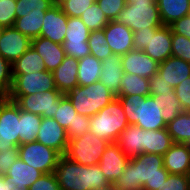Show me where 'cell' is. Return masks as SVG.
Wrapping results in <instances>:
<instances>
[{"label": "cell", "mask_w": 190, "mask_h": 190, "mask_svg": "<svg viewBox=\"0 0 190 190\" xmlns=\"http://www.w3.org/2000/svg\"><path fill=\"white\" fill-rule=\"evenodd\" d=\"M168 175L163 156L142 153L129 159L124 172L112 185L117 190H157Z\"/></svg>", "instance_id": "1"}, {"label": "cell", "mask_w": 190, "mask_h": 190, "mask_svg": "<svg viewBox=\"0 0 190 190\" xmlns=\"http://www.w3.org/2000/svg\"><path fill=\"white\" fill-rule=\"evenodd\" d=\"M61 190H102L112 184L99 165L85 166L62 155L54 170Z\"/></svg>", "instance_id": "2"}, {"label": "cell", "mask_w": 190, "mask_h": 190, "mask_svg": "<svg viewBox=\"0 0 190 190\" xmlns=\"http://www.w3.org/2000/svg\"><path fill=\"white\" fill-rule=\"evenodd\" d=\"M124 109L129 124L145 130H159L166 128L158 100L153 96L129 95L117 97Z\"/></svg>", "instance_id": "3"}, {"label": "cell", "mask_w": 190, "mask_h": 190, "mask_svg": "<svg viewBox=\"0 0 190 190\" xmlns=\"http://www.w3.org/2000/svg\"><path fill=\"white\" fill-rule=\"evenodd\" d=\"M90 132L109 143L129 125L120 100L115 97L107 106L90 117Z\"/></svg>", "instance_id": "4"}, {"label": "cell", "mask_w": 190, "mask_h": 190, "mask_svg": "<svg viewBox=\"0 0 190 190\" xmlns=\"http://www.w3.org/2000/svg\"><path fill=\"white\" fill-rule=\"evenodd\" d=\"M78 114L91 117L107 106L116 96L100 81L77 86L65 94Z\"/></svg>", "instance_id": "5"}, {"label": "cell", "mask_w": 190, "mask_h": 190, "mask_svg": "<svg viewBox=\"0 0 190 190\" xmlns=\"http://www.w3.org/2000/svg\"><path fill=\"white\" fill-rule=\"evenodd\" d=\"M133 32L163 26L155 0H142L126 4L115 20Z\"/></svg>", "instance_id": "6"}, {"label": "cell", "mask_w": 190, "mask_h": 190, "mask_svg": "<svg viewBox=\"0 0 190 190\" xmlns=\"http://www.w3.org/2000/svg\"><path fill=\"white\" fill-rule=\"evenodd\" d=\"M109 142L91 132L69 139L65 156L85 166L98 165Z\"/></svg>", "instance_id": "7"}, {"label": "cell", "mask_w": 190, "mask_h": 190, "mask_svg": "<svg viewBox=\"0 0 190 190\" xmlns=\"http://www.w3.org/2000/svg\"><path fill=\"white\" fill-rule=\"evenodd\" d=\"M19 158L43 174L54 173L58 161L62 156L53 148L47 147L38 141L21 144L18 146Z\"/></svg>", "instance_id": "8"}, {"label": "cell", "mask_w": 190, "mask_h": 190, "mask_svg": "<svg viewBox=\"0 0 190 190\" xmlns=\"http://www.w3.org/2000/svg\"><path fill=\"white\" fill-rule=\"evenodd\" d=\"M64 94L58 90H50L45 93L29 95H8L20 110L31 112L45 118H53L59 107V99Z\"/></svg>", "instance_id": "9"}, {"label": "cell", "mask_w": 190, "mask_h": 190, "mask_svg": "<svg viewBox=\"0 0 190 190\" xmlns=\"http://www.w3.org/2000/svg\"><path fill=\"white\" fill-rule=\"evenodd\" d=\"M91 30L80 17H68L65 39L62 44L65 54L77 60L90 55L88 39Z\"/></svg>", "instance_id": "10"}, {"label": "cell", "mask_w": 190, "mask_h": 190, "mask_svg": "<svg viewBox=\"0 0 190 190\" xmlns=\"http://www.w3.org/2000/svg\"><path fill=\"white\" fill-rule=\"evenodd\" d=\"M12 78L13 84L8 95H29L57 90L53 72L51 71H36L29 74L12 76Z\"/></svg>", "instance_id": "11"}, {"label": "cell", "mask_w": 190, "mask_h": 190, "mask_svg": "<svg viewBox=\"0 0 190 190\" xmlns=\"http://www.w3.org/2000/svg\"><path fill=\"white\" fill-rule=\"evenodd\" d=\"M20 107L9 101L0 113V150H9L19 146Z\"/></svg>", "instance_id": "12"}, {"label": "cell", "mask_w": 190, "mask_h": 190, "mask_svg": "<svg viewBox=\"0 0 190 190\" xmlns=\"http://www.w3.org/2000/svg\"><path fill=\"white\" fill-rule=\"evenodd\" d=\"M32 45V40L14 26L4 27L0 36V55L13 64Z\"/></svg>", "instance_id": "13"}, {"label": "cell", "mask_w": 190, "mask_h": 190, "mask_svg": "<svg viewBox=\"0 0 190 190\" xmlns=\"http://www.w3.org/2000/svg\"><path fill=\"white\" fill-rule=\"evenodd\" d=\"M36 141L64 155L69 143L66 130L54 119L42 117Z\"/></svg>", "instance_id": "14"}, {"label": "cell", "mask_w": 190, "mask_h": 190, "mask_svg": "<svg viewBox=\"0 0 190 190\" xmlns=\"http://www.w3.org/2000/svg\"><path fill=\"white\" fill-rule=\"evenodd\" d=\"M122 67L125 73L139 75L150 79L158 73L159 63L148 56L143 50H131L122 55Z\"/></svg>", "instance_id": "15"}, {"label": "cell", "mask_w": 190, "mask_h": 190, "mask_svg": "<svg viewBox=\"0 0 190 190\" xmlns=\"http://www.w3.org/2000/svg\"><path fill=\"white\" fill-rule=\"evenodd\" d=\"M107 45L113 54L124 55L134 49L133 31L117 21H110L104 28Z\"/></svg>", "instance_id": "16"}, {"label": "cell", "mask_w": 190, "mask_h": 190, "mask_svg": "<svg viewBox=\"0 0 190 190\" xmlns=\"http://www.w3.org/2000/svg\"><path fill=\"white\" fill-rule=\"evenodd\" d=\"M129 159L116 142L109 143L101 155L98 165L108 181L113 184L116 178L124 172Z\"/></svg>", "instance_id": "17"}, {"label": "cell", "mask_w": 190, "mask_h": 190, "mask_svg": "<svg viewBox=\"0 0 190 190\" xmlns=\"http://www.w3.org/2000/svg\"><path fill=\"white\" fill-rule=\"evenodd\" d=\"M67 20L68 16L59 5L55 4L46 10L40 36L62 45L65 39Z\"/></svg>", "instance_id": "18"}, {"label": "cell", "mask_w": 190, "mask_h": 190, "mask_svg": "<svg viewBox=\"0 0 190 190\" xmlns=\"http://www.w3.org/2000/svg\"><path fill=\"white\" fill-rule=\"evenodd\" d=\"M172 30L163 25L157 31H149L147 46L143 51L158 63L172 56Z\"/></svg>", "instance_id": "19"}, {"label": "cell", "mask_w": 190, "mask_h": 190, "mask_svg": "<svg viewBox=\"0 0 190 190\" xmlns=\"http://www.w3.org/2000/svg\"><path fill=\"white\" fill-rule=\"evenodd\" d=\"M164 167L169 174L190 175V146L173 143L163 155Z\"/></svg>", "instance_id": "20"}, {"label": "cell", "mask_w": 190, "mask_h": 190, "mask_svg": "<svg viewBox=\"0 0 190 190\" xmlns=\"http://www.w3.org/2000/svg\"><path fill=\"white\" fill-rule=\"evenodd\" d=\"M102 70L99 81L105 85L116 97L120 93L121 80L124 74L122 55H110L101 61Z\"/></svg>", "instance_id": "21"}, {"label": "cell", "mask_w": 190, "mask_h": 190, "mask_svg": "<svg viewBox=\"0 0 190 190\" xmlns=\"http://www.w3.org/2000/svg\"><path fill=\"white\" fill-rule=\"evenodd\" d=\"M56 89L63 94L78 86V60L65 56L62 63L52 71Z\"/></svg>", "instance_id": "22"}, {"label": "cell", "mask_w": 190, "mask_h": 190, "mask_svg": "<svg viewBox=\"0 0 190 190\" xmlns=\"http://www.w3.org/2000/svg\"><path fill=\"white\" fill-rule=\"evenodd\" d=\"M43 58L45 70H55L64 60L66 54L63 46L52 42L48 38L37 37L32 39L31 45Z\"/></svg>", "instance_id": "23"}, {"label": "cell", "mask_w": 190, "mask_h": 190, "mask_svg": "<svg viewBox=\"0 0 190 190\" xmlns=\"http://www.w3.org/2000/svg\"><path fill=\"white\" fill-rule=\"evenodd\" d=\"M145 129L129 124L116 141L122 152L129 158L144 153Z\"/></svg>", "instance_id": "24"}, {"label": "cell", "mask_w": 190, "mask_h": 190, "mask_svg": "<svg viewBox=\"0 0 190 190\" xmlns=\"http://www.w3.org/2000/svg\"><path fill=\"white\" fill-rule=\"evenodd\" d=\"M158 73L167 84L176 87L180 82L190 77V63L181 58L170 56L159 63Z\"/></svg>", "instance_id": "25"}, {"label": "cell", "mask_w": 190, "mask_h": 190, "mask_svg": "<svg viewBox=\"0 0 190 190\" xmlns=\"http://www.w3.org/2000/svg\"><path fill=\"white\" fill-rule=\"evenodd\" d=\"M42 174L41 171L18 158L11 165L5 177L9 182H13L17 188L28 189Z\"/></svg>", "instance_id": "26"}, {"label": "cell", "mask_w": 190, "mask_h": 190, "mask_svg": "<svg viewBox=\"0 0 190 190\" xmlns=\"http://www.w3.org/2000/svg\"><path fill=\"white\" fill-rule=\"evenodd\" d=\"M163 25L169 26L190 14V0H155Z\"/></svg>", "instance_id": "27"}, {"label": "cell", "mask_w": 190, "mask_h": 190, "mask_svg": "<svg viewBox=\"0 0 190 190\" xmlns=\"http://www.w3.org/2000/svg\"><path fill=\"white\" fill-rule=\"evenodd\" d=\"M173 143L167 128L145 130L144 153H154L163 156Z\"/></svg>", "instance_id": "28"}, {"label": "cell", "mask_w": 190, "mask_h": 190, "mask_svg": "<svg viewBox=\"0 0 190 190\" xmlns=\"http://www.w3.org/2000/svg\"><path fill=\"white\" fill-rule=\"evenodd\" d=\"M45 70L43 58L31 46L19 59L12 64V76L29 74Z\"/></svg>", "instance_id": "29"}, {"label": "cell", "mask_w": 190, "mask_h": 190, "mask_svg": "<svg viewBox=\"0 0 190 190\" xmlns=\"http://www.w3.org/2000/svg\"><path fill=\"white\" fill-rule=\"evenodd\" d=\"M101 70V61L91 54L78 60V86H88L98 82Z\"/></svg>", "instance_id": "30"}, {"label": "cell", "mask_w": 190, "mask_h": 190, "mask_svg": "<svg viewBox=\"0 0 190 190\" xmlns=\"http://www.w3.org/2000/svg\"><path fill=\"white\" fill-rule=\"evenodd\" d=\"M42 116L20 110L19 145L36 141Z\"/></svg>", "instance_id": "31"}, {"label": "cell", "mask_w": 190, "mask_h": 190, "mask_svg": "<svg viewBox=\"0 0 190 190\" xmlns=\"http://www.w3.org/2000/svg\"><path fill=\"white\" fill-rule=\"evenodd\" d=\"M150 79L143 78L136 74L125 73L123 74L120 86V93L118 96H129V95H150Z\"/></svg>", "instance_id": "32"}, {"label": "cell", "mask_w": 190, "mask_h": 190, "mask_svg": "<svg viewBox=\"0 0 190 190\" xmlns=\"http://www.w3.org/2000/svg\"><path fill=\"white\" fill-rule=\"evenodd\" d=\"M167 131L174 143H190V112L182 111L167 124Z\"/></svg>", "instance_id": "33"}, {"label": "cell", "mask_w": 190, "mask_h": 190, "mask_svg": "<svg viewBox=\"0 0 190 190\" xmlns=\"http://www.w3.org/2000/svg\"><path fill=\"white\" fill-rule=\"evenodd\" d=\"M153 97L162 107L161 114L166 125L183 111L174 90L171 93L157 94Z\"/></svg>", "instance_id": "34"}, {"label": "cell", "mask_w": 190, "mask_h": 190, "mask_svg": "<svg viewBox=\"0 0 190 190\" xmlns=\"http://www.w3.org/2000/svg\"><path fill=\"white\" fill-rule=\"evenodd\" d=\"M44 17L45 15H24L16 18L14 27L32 40L40 37Z\"/></svg>", "instance_id": "35"}, {"label": "cell", "mask_w": 190, "mask_h": 190, "mask_svg": "<svg viewBox=\"0 0 190 190\" xmlns=\"http://www.w3.org/2000/svg\"><path fill=\"white\" fill-rule=\"evenodd\" d=\"M55 4L53 0H16V17L24 15H45Z\"/></svg>", "instance_id": "36"}, {"label": "cell", "mask_w": 190, "mask_h": 190, "mask_svg": "<svg viewBox=\"0 0 190 190\" xmlns=\"http://www.w3.org/2000/svg\"><path fill=\"white\" fill-rule=\"evenodd\" d=\"M88 45L90 48V54L100 61L113 55L111 48L107 45L103 29L90 32Z\"/></svg>", "instance_id": "37"}, {"label": "cell", "mask_w": 190, "mask_h": 190, "mask_svg": "<svg viewBox=\"0 0 190 190\" xmlns=\"http://www.w3.org/2000/svg\"><path fill=\"white\" fill-rule=\"evenodd\" d=\"M80 18L91 31L103 29L110 22L96 1L81 14Z\"/></svg>", "instance_id": "38"}, {"label": "cell", "mask_w": 190, "mask_h": 190, "mask_svg": "<svg viewBox=\"0 0 190 190\" xmlns=\"http://www.w3.org/2000/svg\"><path fill=\"white\" fill-rule=\"evenodd\" d=\"M77 117V112L74 109L71 101L64 94L59 99V107L53 118L65 129L67 130L69 125H73V121Z\"/></svg>", "instance_id": "39"}, {"label": "cell", "mask_w": 190, "mask_h": 190, "mask_svg": "<svg viewBox=\"0 0 190 190\" xmlns=\"http://www.w3.org/2000/svg\"><path fill=\"white\" fill-rule=\"evenodd\" d=\"M96 0H63L58 5L68 17H80Z\"/></svg>", "instance_id": "40"}, {"label": "cell", "mask_w": 190, "mask_h": 190, "mask_svg": "<svg viewBox=\"0 0 190 190\" xmlns=\"http://www.w3.org/2000/svg\"><path fill=\"white\" fill-rule=\"evenodd\" d=\"M172 56L190 63V39L183 35L172 33Z\"/></svg>", "instance_id": "41"}, {"label": "cell", "mask_w": 190, "mask_h": 190, "mask_svg": "<svg viewBox=\"0 0 190 190\" xmlns=\"http://www.w3.org/2000/svg\"><path fill=\"white\" fill-rule=\"evenodd\" d=\"M16 0H0V26L12 27L16 20Z\"/></svg>", "instance_id": "42"}, {"label": "cell", "mask_w": 190, "mask_h": 190, "mask_svg": "<svg viewBox=\"0 0 190 190\" xmlns=\"http://www.w3.org/2000/svg\"><path fill=\"white\" fill-rule=\"evenodd\" d=\"M109 21L117 19L119 13L125 8V0H96Z\"/></svg>", "instance_id": "43"}, {"label": "cell", "mask_w": 190, "mask_h": 190, "mask_svg": "<svg viewBox=\"0 0 190 190\" xmlns=\"http://www.w3.org/2000/svg\"><path fill=\"white\" fill-rule=\"evenodd\" d=\"M12 84V64L0 55V94L8 95Z\"/></svg>", "instance_id": "44"}, {"label": "cell", "mask_w": 190, "mask_h": 190, "mask_svg": "<svg viewBox=\"0 0 190 190\" xmlns=\"http://www.w3.org/2000/svg\"><path fill=\"white\" fill-rule=\"evenodd\" d=\"M190 175L169 174L157 190H189Z\"/></svg>", "instance_id": "45"}, {"label": "cell", "mask_w": 190, "mask_h": 190, "mask_svg": "<svg viewBox=\"0 0 190 190\" xmlns=\"http://www.w3.org/2000/svg\"><path fill=\"white\" fill-rule=\"evenodd\" d=\"M90 117L77 113V117L73 121V125H69L66 130L69 139H73L83 134L90 132Z\"/></svg>", "instance_id": "46"}, {"label": "cell", "mask_w": 190, "mask_h": 190, "mask_svg": "<svg viewBox=\"0 0 190 190\" xmlns=\"http://www.w3.org/2000/svg\"><path fill=\"white\" fill-rule=\"evenodd\" d=\"M28 190H61L54 173L42 174Z\"/></svg>", "instance_id": "47"}, {"label": "cell", "mask_w": 190, "mask_h": 190, "mask_svg": "<svg viewBox=\"0 0 190 190\" xmlns=\"http://www.w3.org/2000/svg\"><path fill=\"white\" fill-rule=\"evenodd\" d=\"M174 91L178 97L183 111L190 112V77L178 84Z\"/></svg>", "instance_id": "48"}, {"label": "cell", "mask_w": 190, "mask_h": 190, "mask_svg": "<svg viewBox=\"0 0 190 190\" xmlns=\"http://www.w3.org/2000/svg\"><path fill=\"white\" fill-rule=\"evenodd\" d=\"M19 158L18 148L0 150V176H5L9 168Z\"/></svg>", "instance_id": "49"}, {"label": "cell", "mask_w": 190, "mask_h": 190, "mask_svg": "<svg viewBox=\"0 0 190 190\" xmlns=\"http://www.w3.org/2000/svg\"><path fill=\"white\" fill-rule=\"evenodd\" d=\"M150 96L164 93H171L174 90V87L171 84H167L164 80H162V76L159 73L154 74L150 78Z\"/></svg>", "instance_id": "50"}, {"label": "cell", "mask_w": 190, "mask_h": 190, "mask_svg": "<svg viewBox=\"0 0 190 190\" xmlns=\"http://www.w3.org/2000/svg\"><path fill=\"white\" fill-rule=\"evenodd\" d=\"M169 26L172 30V33L183 35L190 39V14L175 20Z\"/></svg>", "instance_id": "51"}, {"label": "cell", "mask_w": 190, "mask_h": 190, "mask_svg": "<svg viewBox=\"0 0 190 190\" xmlns=\"http://www.w3.org/2000/svg\"><path fill=\"white\" fill-rule=\"evenodd\" d=\"M159 28H148L145 30H139L133 32V43L135 50H143L147 44L149 39V31H157Z\"/></svg>", "instance_id": "52"}, {"label": "cell", "mask_w": 190, "mask_h": 190, "mask_svg": "<svg viewBox=\"0 0 190 190\" xmlns=\"http://www.w3.org/2000/svg\"><path fill=\"white\" fill-rule=\"evenodd\" d=\"M0 190H11V182L5 176H0Z\"/></svg>", "instance_id": "53"}, {"label": "cell", "mask_w": 190, "mask_h": 190, "mask_svg": "<svg viewBox=\"0 0 190 190\" xmlns=\"http://www.w3.org/2000/svg\"><path fill=\"white\" fill-rule=\"evenodd\" d=\"M10 101L9 96L5 94H0V113L2 108Z\"/></svg>", "instance_id": "54"}, {"label": "cell", "mask_w": 190, "mask_h": 190, "mask_svg": "<svg viewBox=\"0 0 190 190\" xmlns=\"http://www.w3.org/2000/svg\"><path fill=\"white\" fill-rule=\"evenodd\" d=\"M11 190H28V189L17 188L16 185H14V183L11 182Z\"/></svg>", "instance_id": "55"}, {"label": "cell", "mask_w": 190, "mask_h": 190, "mask_svg": "<svg viewBox=\"0 0 190 190\" xmlns=\"http://www.w3.org/2000/svg\"><path fill=\"white\" fill-rule=\"evenodd\" d=\"M102 190H117L113 185L109 186V187H106Z\"/></svg>", "instance_id": "56"}, {"label": "cell", "mask_w": 190, "mask_h": 190, "mask_svg": "<svg viewBox=\"0 0 190 190\" xmlns=\"http://www.w3.org/2000/svg\"><path fill=\"white\" fill-rule=\"evenodd\" d=\"M125 1H126V4H129V3H133V2H135L137 0H125ZM139 1H142V0H139Z\"/></svg>", "instance_id": "57"}, {"label": "cell", "mask_w": 190, "mask_h": 190, "mask_svg": "<svg viewBox=\"0 0 190 190\" xmlns=\"http://www.w3.org/2000/svg\"><path fill=\"white\" fill-rule=\"evenodd\" d=\"M62 1H63V0H53V3L58 5V4L61 3Z\"/></svg>", "instance_id": "58"}, {"label": "cell", "mask_w": 190, "mask_h": 190, "mask_svg": "<svg viewBox=\"0 0 190 190\" xmlns=\"http://www.w3.org/2000/svg\"><path fill=\"white\" fill-rule=\"evenodd\" d=\"M3 28H4V27L0 26V36H1V34H2Z\"/></svg>", "instance_id": "59"}]
</instances>
